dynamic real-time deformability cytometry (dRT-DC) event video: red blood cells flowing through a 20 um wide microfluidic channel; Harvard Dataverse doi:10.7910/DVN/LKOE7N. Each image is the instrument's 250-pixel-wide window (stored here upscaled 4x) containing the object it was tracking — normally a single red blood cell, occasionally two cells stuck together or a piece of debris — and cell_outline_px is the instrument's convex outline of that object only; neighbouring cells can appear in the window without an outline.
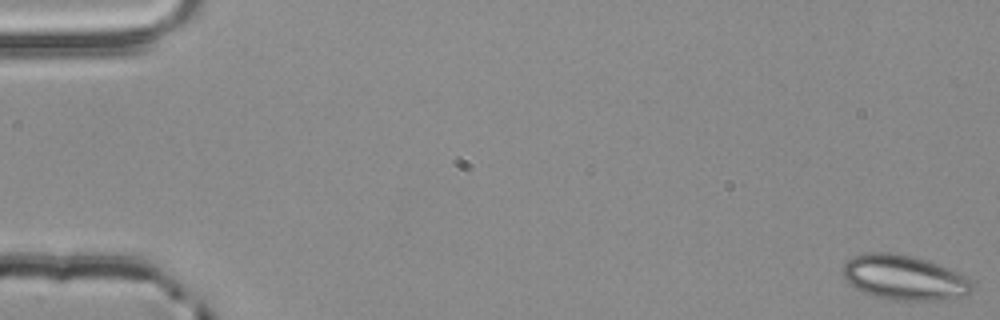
{"species": "common noctule bat (a hibernating species)", "species_latin": "Nyctalus noctula", "temperature_condition": "room temperature", "stored_images_in_passage": 55, "camera_frame_rate_fps": 3000, "um_per_image_px": 0.085, "animal": {"sex": "male", "body_mass_g": 20.4}, "frame": {"image": 1, "passage_image": 1, "time_ms": 0.0, "image_size_px": [1000, 320], "cell_outline_px": [[972, 288], [964, 296], [944, 300], [896, 300], [880, 296], [856, 288], [848, 284], [844, 276], [844, 264], [848, 260], [864, 252], [888, 252], [912, 256], [928, 260], [968, 276], [972, 280]], "centroid_in_image_um": [76.9, 23.58], "position_along_channel_um": 8.1, "area_um2": 33.47}}
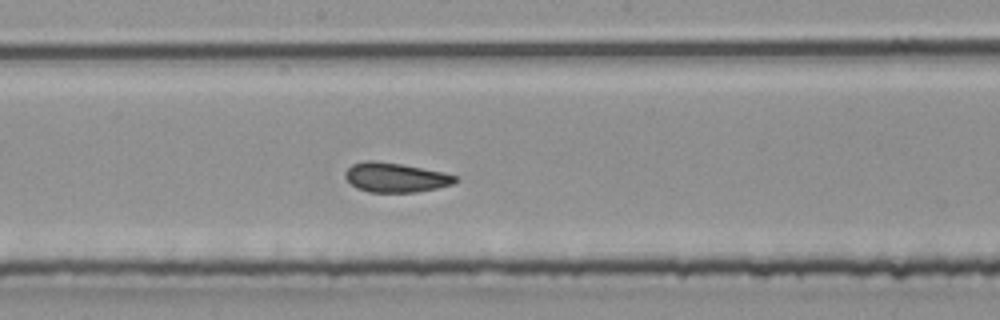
{"frame": {"image": 2, "passage_image": 30, "time_ms": 9.667, "image_size_px": [1000, 320], "cell_outline_px": [[460, 180], [456, 184], [416, 192], [368, 192], [356, 188], [344, 176], [344, 172], [352, 164], [364, 160], [376, 160], [400, 164], [444, 172], [456, 176]], "centroid_in_image_um": [33.63, 15.08], "position_along_channel_um": 214.6, "area_um2": 19.07}}
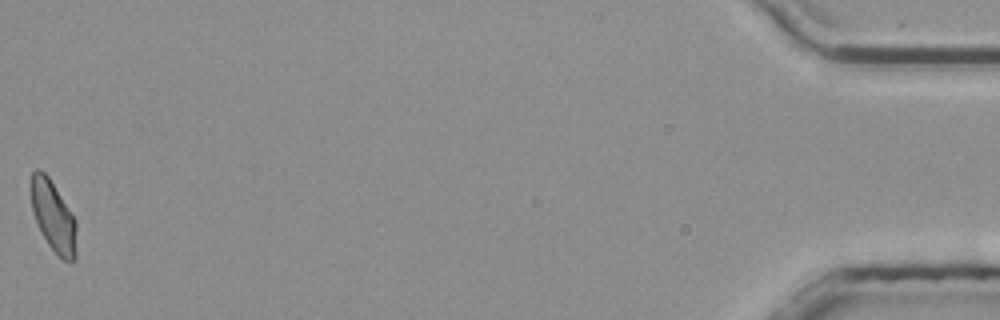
{"frame": {"image": 3, "passage_image": 55, "time_ms": 18.0, "image_size_px": [1000, 320], "cell_outline_px": [[76, 260], [64, 260], [48, 244], [36, 220], [32, 208], [32, 172], [36, 168], [40, 168], [48, 176], [76, 220]], "centroid_in_image_um": [4.55, 18.38], "position_along_channel_um": 430.6, "area_um2": 18.21}, "authors_computed_cell_mechanics": {"area_um2": 19.5364, "velocity_mm_per_s": 3.8346, "shape_relaxation_time_tau1_ms": 8.1732, "shape_relaxation_time_tau2_ms": 1.076, "deformation_change_tau1": 0.1184, "deformation_change_tau2": 0.0782}}